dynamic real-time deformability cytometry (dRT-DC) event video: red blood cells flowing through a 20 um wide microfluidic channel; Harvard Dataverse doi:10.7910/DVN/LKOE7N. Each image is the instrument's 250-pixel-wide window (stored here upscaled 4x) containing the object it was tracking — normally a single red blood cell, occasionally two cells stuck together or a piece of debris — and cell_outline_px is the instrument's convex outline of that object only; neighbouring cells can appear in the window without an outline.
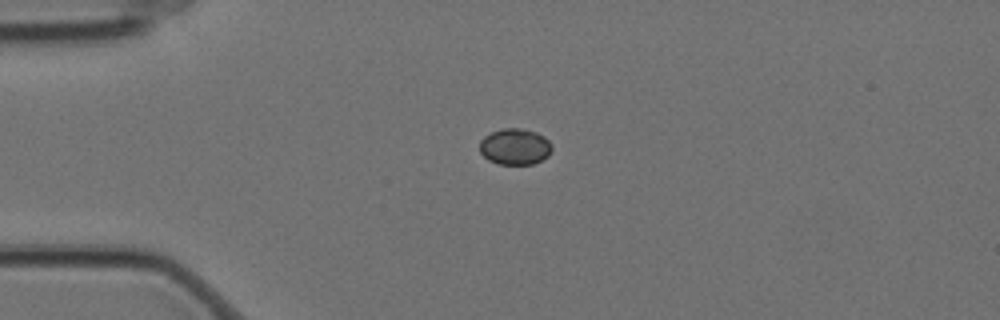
{"species": "Egyptian fruit bat (a non-hibernating species)", "species_latin": "Rousettus aegyptiacus", "temperature_condition": "cold", "stored_images_in_passage": 4, "camera_frame_rate_fps": 3000, "um_per_image_px": 0.085, "animal": {"sex": "female"}, "frame": {"image": 1, "passage_image": 2, "time_ms": 0.333, "image_size_px": [1000, 320], "cell_outline_px": [[552, 152], [548, 156], [532, 164], [500, 164], [488, 160], [480, 152], [480, 140], [484, 136], [492, 132], [504, 128], [520, 128], [536, 132], [544, 136], [552, 144]], "centroid_in_image_um": [43.78, 12.46], "position_along_channel_um": 41.2, "area_um2": 15.26}}
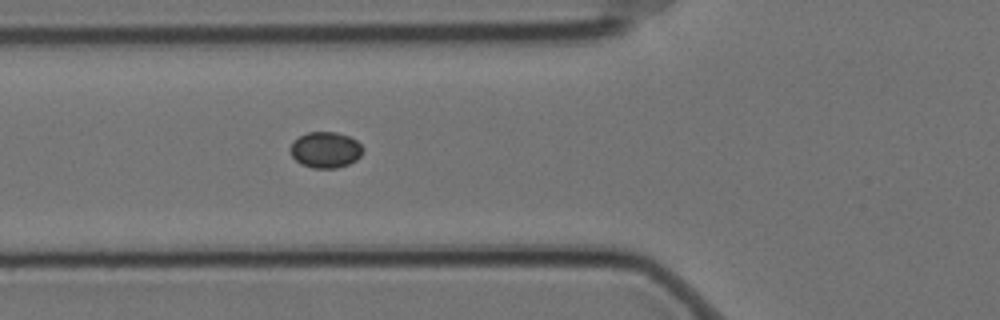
{"frame": {"image": 2, "passage_image": 4, "time_ms": 1.0, "image_size_px": [1000, 320], "cell_outline_px": [[364, 148], [360, 156], [356, 160], [348, 164], [336, 168], [312, 168], [300, 164], [292, 156], [292, 144], [300, 136], [308, 132], [336, 132], [348, 136], [356, 140]], "centroid_in_image_um": [27.7, 12.74], "position_along_channel_um": 98.1, "area_um2": 15.03}}